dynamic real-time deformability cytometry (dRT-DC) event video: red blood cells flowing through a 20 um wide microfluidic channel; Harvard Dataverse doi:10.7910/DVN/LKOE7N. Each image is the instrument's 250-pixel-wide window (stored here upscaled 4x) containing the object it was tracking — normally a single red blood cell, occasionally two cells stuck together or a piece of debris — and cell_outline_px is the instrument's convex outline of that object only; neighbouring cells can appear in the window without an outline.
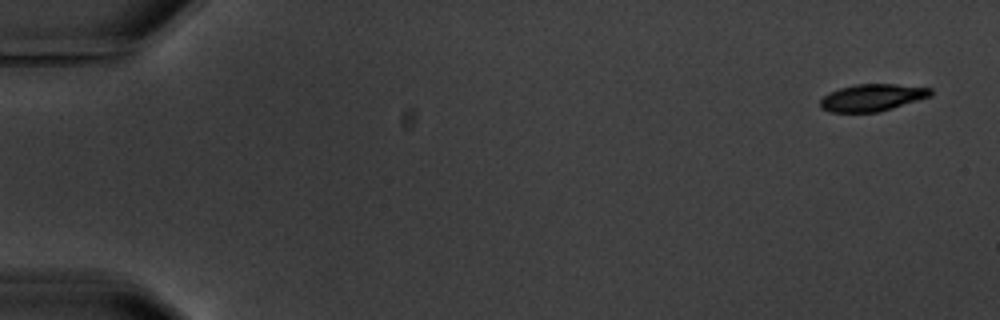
{"species": "common noctule bat (a hibernating species)", "species_latin": "Nyctalus noctula", "temperature_condition": "warm", "stored_images_in_passage": 4, "segment_of_instrument_passage": [1, 2], "camera_frame_rate_fps": 3000, "um_per_image_px": 0.085, "animal": {"sex": "male", "body_mass_g": 20.1, "forearm_length_mm": 53.5}, "frame": {"image": 1, "passage_image": 1, "time_ms": 0.0, "image_size_px": [1000, 320], "cell_outline_px": [[932, 96], [880, 112], [828, 112], [820, 108], [820, 100], [828, 92], [840, 88], [856, 84], [896, 84], [932, 88]], "centroid_in_image_um": [74.13, 8.3], "position_along_channel_um": 10.9, "area_um2": 17.57}}
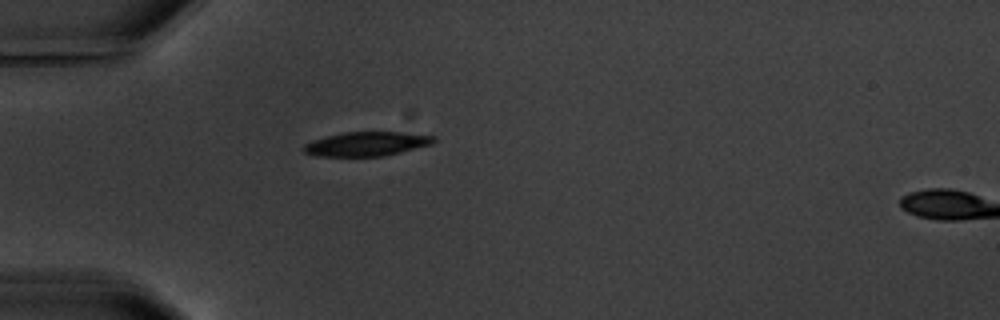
{"frame": {"image": 2, "passage_image": 3, "time_ms": 5.0, "image_size_px": [1000, 320], "cell_outline_px": [[436, 140], [432, 144], [384, 156], [316, 156], [304, 152], [300, 148], [304, 144], [312, 140], [344, 132], [400, 132], [436, 136]], "centroid_in_image_um": [31.14, 12.23], "position_along_channel_um": 53.9, "area_um2": 18.32}}